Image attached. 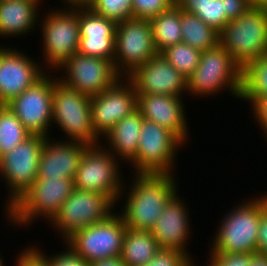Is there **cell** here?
I'll return each instance as SVG.
<instances>
[{"mask_svg": "<svg viewBox=\"0 0 267 266\" xmlns=\"http://www.w3.org/2000/svg\"><path fill=\"white\" fill-rule=\"evenodd\" d=\"M132 176V184L127 183L128 188L125 184L121 191L118 203L122 197L124 206L119 214L127 228L151 230L166 203L176 192L179 193L176 174L134 173Z\"/></svg>", "mask_w": 267, "mask_h": 266, "instance_id": "1", "label": "cell"}, {"mask_svg": "<svg viewBox=\"0 0 267 266\" xmlns=\"http://www.w3.org/2000/svg\"><path fill=\"white\" fill-rule=\"evenodd\" d=\"M241 202L220 219L209 252L256 253L259 223L267 210V193Z\"/></svg>", "mask_w": 267, "mask_h": 266, "instance_id": "2", "label": "cell"}, {"mask_svg": "<svg viewBox=\"0 0 267 266\" xmlns=\"http://www.w3.org/2000/svg\"><path fill=\"white\" fill-rule=\"evenodd\" d=\"M227 91L240 99L242 69L220 44L201 53L199 64L187 79V95L212 97ZM209 96V97H208Z\"/></svg>", "mask_w": 267, "mask_h": 266, "instance_id": "3", "label": "cell"}, {"mask_svg": "<svg viewBox=\"0 0 267 266\" xmlns=\"http://www.w3.org/2000/svg\"><path fill=\"white\" fill-rule=\"evenodd\" d=\"M219 44L244 69L267 54V11L253 5L219 32Z\"/></svg>", "mask_w": 267, "mask_h": 266, "instance_id": "4", "label": "cell"}, {"mask_svg": "<svg viewBox=\"0 0 267 266\" xmlns=\"http://www.w3.org/2000/svg\"><path fill=\"white\" fill-rule=\"evenodd\" d=\"M43 14V15H42ZM39 29L44 54L41 66L55 72L68 58L78 53L80 32L78 7H63L42 12ZM41 24V25H40ZM54 70V71H53Z\"/></svg>", "mask_w": 267, "mask_h": 266, "instance_id": "5", "label": "cell"}, {"mask_svg": "<svg viewBox=\"0 0 267 266\" xmlns=\"http://www.w3.org/2000/svg\"><path fill=\"white\" fill-rule=\"evenodd\" d=\"M74 188V179L36 178L11 205L12 226L28 228L38 218L50 222Z\"/></svg>", "mask_w": 267, "mask_h": 266, "instance_id": "6", "label": "cell"}, {"mask_svg": "<svg viewBox=\"0 0 267 266\" xmlns=\"http://www.w3.org/2000/svg\"><path fill=\"white\" fill-rule=\"evenodd\" d=\"M53 125L66 135L65 139L60 140L80 142L88 146L99 145L102 142L92 126L91 97L67 87L59 80L53 89Z\"/></svg>", "mask_w": 267, "mask_h": 266, "instance_id": "7", "label": "cell"}, {"mask_svg": "<svg viewBox=\"0 0 267 266\" xmlns=\"http://www.w3.org/2000/svg\"><path fill=\"white\" fill-rule=\"evenodd\" d=\"M46 138L41 135H30L0 157V176L8 188V197L6 196L7 200L4 201L7 225L11 224V205L37 178L39 159Z\"/></svg>", "mask_w": 267, "mask_h": 266, "instance_id": "8", "label": "cell"}, {"mask_svg": "<svg viewBox=\"0 0 267 266\" xmlns=\"http://www.w3.org/2000/svg\"><path fill=\"white\" fill-rule=\"evenodd\" d=\"M184 145L168 129L143 119L136 157L129 163L132 174H175L177 152Z\"/></svg>", "mask_w": 267, "mask_h": 266, "instance_id": "9", "label": "cell"}, {"mask_svg": "<svg viewBox=\"0 0 267 266\" xmlns=\"http://www.w3.org/2000/svg\"><path fill=\"white\" fill-rule=\"evenodd\" d=\"M120 166L121 162L101 143L89 146L80 160L74 187L105 194L117 205L126 183Z\"/></svg>", "mask_w": 267, "mask_h": 266, "instance_id": "10", "label": "cell"}, {"mask_svg": "<svg viewBox=\"0 0 267 266\" xmlns=\"http://www.w3.org/2000/svg\"><path fill=\"white\" fill-rule=\"evenodd\" d=\"M117 206L107 195L74 188L59 212L48 222L64 243L76 231L106 220ZM60 232V233H58Z\"/></svg>", "mask_w": 267, "mask_h": 266, "instance_id": "11", "label": "cell"}, {"mask_svg": "<svg viewBox=\"0 0 267 266\" xmlns=\"http://www.w3.org/2000/svg\"><path fill=\"white\" fill-rule=\"evenodd\" d=\"M114 67L121 77L152 59L155 49L150 20L131 17L117 23Z\"/></svg>", "mask_w": 267, "mask_h": 266, "instance_id": "12", "label": "cell"}, {"mask_svg": "<svg viewBox=\"0 0 267 266\" xmlns=\"http://www.w3.org/2000/svg\"><path fill=\"white\" fill-rule=\"evenodd\" d=\"M116 212L106 220L76 231L65 243L88 263L120 256L127 227L119 211Z\"/></svg>", "mask_w": 267, "mask_h": 266, "instance_id": "13", "label": "cell"}, {"mask_svg": "<svg viewBox=\"0 0 267 266\" xmlns=\"http://www.w3.org/2000/svg\"><path fill=\"white\" fill-rule=\"evenodd\" d=\"M46 73L33 86L6 104L31 135L52 137V100L57 76ZM50 134V135H49Z\"/></svg>", "mask_w": 267, "mask_h": 266, "instance_id": "14", "label": "cell"}, {"mask_svg": "<svg viewBox=\"0 0 267 266\" xmlns=\"http://www.w3.org/2000/svg\"><path fill=\"white\" fill-rule=\"evenodd\" d=\"M62 70L63 74L58 77L62 84L90 97L101 94L122 78L115 70L114 62L79 53L68 58L53 73L59 74Z\"/></svg>", "mask_w": 267, "mask_h": 266, "instance_id": "15", "label": "cell"}, {"mask_svg": "<svg viewBox=\"0 0 267 266\" xmlns=\"http://www.w3.org/2000/svg\"><path fill=\"white\" fill-rule=\"evenodd\" d=\"M0 44V104L6 105L33 86L47 71L24 50ZM11 47V48H9Z\"/></svg>", "mask_w": 267, "mask_h": 266, "instance_id": "16", "label": "cell"}, {"mask_svg": "<svg viewBox=\"0 0 267 266\" xmlns=\"http://www.w3.org/2000/svg\"><path fill=\"white\" fill-rule=\"evenodd\" d=\"M137 109V93L125 77L99 95L91 97V121L95 134L102 138L128 114Z\"/></svg>", "mask_w": 267, "mask_h": 266, "instance_id": "17", "label": "cell"}, {"mask_svg": "<svg viewBox=\"0 0 267 266\" xmlns=\"http://www.w3.org/2000/svg\"><path fill=\"white\" fill-rule=\"evenodd\" d=\"M137 94L184 97L187 79L161 53L149 59L126 77Z\"/></svg>", "mask_w": 267, "mask_h": 266, "instance_id": "18", "label": "cell"}, {"mask_svg": "<svg viewBox=\"0 0 267 266\" xmlns=\"http://www.w3.org/2000/svg\"><path fill=\"white\" fill-rule=\"evenodd\" d=\"M78 23V53L114 62L117 23L96 14L89 7H78Z\"/></svg>", "mask_w": 267, "mask_h": 266, "instance_id": "19", "label": "cell"}, {"mask_svg": "<svg viewBox=\"0 0 267 266\" xmlns=\"http://www.w3.org/2000/svg\"><path fill=\"white\" fill-rule=\"evenodd\" d=\"M187 205L176 192L166 203L160 218L150 231L160 248L180 250L194 260L187 249L188 241L192 239L190 210Z\"/></svg>", "mask_w": 267, "mask_h": 266, "instance_id": "20", "label": "cell"}, {"mask_svg": "<svg viewBox=\"0 0 267 266\" xmlns=\"http://www.w3.org/2000/svg\"><path fill=\"white\" fill-rule=\"evenodd\" d=\"M183 99L162 94H137V108L144 119L168 129L186 144L190 140V129Z\"/></svg>", "mask_w": 267, "mask_h": 266, "instance_id": "21", "label": "cell"}, {"mask_svg": "<svg viewBox=\"0 0 267 266\" xmlns=\"http://www.w3.org/2000/svg\"><path fill=\"white\" fill-rule=\"evenodd\" d=\"M89 146L47 137L41 152L37 178L75 179L80 160Z\"/></svg>", "mask_w": 267, "mask_h": 266, "instance_id": "22", "label": "cell"}, {"mask_svg": "<svg viewBox=\"0 0 267 266\" xmlns=\"http://www.w3.org/2000/svg\"><path fill=\"white\" fill-rule=\"evenodd\" d=\"M42 0H0V39L27 37L39 27ZM44 2V0H43ZM2 36V37H1Z\"/></svg>", "mask_w": 267, "mask_h": 266, "instance_id": "23", "label": "cell"}, {"mask_svg": "<svg viewBox=\"0 0 267 266\" xmlns=\"http://www.w3.org/2000/svg\"><path fill=\"white\" fill-rule=\"evenodd\" d=\"M143 119L142 113L137 108L116 123L103 137L106 143L101 142V144L121 163L124 161V164L128 165L136 157Z\"/></svg>", "mask_w": 267, "mask_h": 266, "instance_id": "24", "label": "cell"}, {"mask_svg": "<svg viewBox=\"0 0 267 266\" xmlns=\"http://www.w3.org/2000/svg\"><path fill=\"white\" fill-rule=\"evenodd\" d=\"M159 250L160 247L150 230L126 228L120 255L126 266H144Z\"/></svg>", "mask_w": 267, "mask_h": 266, "instance_id": "25", "label": "cell"}, {"mask_svg": "<svg viewBox=\"0 0 267 266\" xmlns=\"http://www.w3.org/2000/svg\"><path fill=\"white\" fill-rule=\"evenodd\" d=\"M150 23L154 46L158 53L182 42L181 8L177 3L152 18Z\"/></svg>", "mask_w": 267, "mask_h": 266, "instance_id": "26", "label": "cell"}, {"mask_svg": "<svg viewBox=\"0 0 267 266\" xmlns=\"http://www.w3.org/2000/svg\"><path fill=\"white\" fill-rule=\"evenodd\" d=\"M182 42L203 52L219 44V32L198 16L181 9Z\"/></svg>", "mask_w": 267, "mask_h": 266, "instance_id": "27", "label": "cell"}, {"mask_svg": "<svg viewBox=\"0 0 267 266\" xmlns=\"http://www.w3.org/2000/svg\"><path fill=\"white\" fill-rule=\"evenodd\" d=\"M267 95V54L242 69L240 100L252 106L261 96Z\"/></svg>", "mask_w": 267, "mask_h": 266, "instance_id": "28", "label": "cell"}, {"mask_svg": "<svg viewBox=\"0 0 267 266\" xmlns=\"http://www.w3.org/2000/svg\"><path fill=\"white\" fill-rule=\"evenodd\" d=\"M176 3L184 12L198 16L218 32L230 21L225 13L224 0H176Z\"/></svg>", "mask_w": 267, "mask_h": 266, "instance_id": "29", "label": "cell"}, {"mask_svg": "<svg viewBox=\"0 0 267 266\" xmlns=\"http://www.w3.org/2000/svg\"><path fill=\"white\" fill-rule=\"evenodd\" d=\"M31 134L7 105L0 104V157Z\"/></svg>", "mask_w": 267, "mask_h": 266, "instance_id": "30", "label": "cell"}, {"mask_svg": "<svg viewBox=\"0 0 267 266\" xmlns=\"http://www.w3.org/2000/svg\"><path fill=\"white\" fill-rule=\"evenodd\" d=\"M201 53V51L184 42L169 46L161 52L163 57L186 79L196 70Z\"/></svg>", "mask_w": 267, "mask_h": 266, "instance_id": "31", "label": "cell"}, {"mask_svg": "<svg viewBox=\"0 0 267 266\" xmlns=\"http://www.w3.org/2000/svg\"><path fill=\"white\" fill-rule=\"evenodd\" d=\"M88 7L116 23L133 17L132 0H94Z\"/></svg>", "mask_w": 267, "mask_h": 266, "instance_id": "32", "label": "cell"}, {"mask_svg": "<svg viewBox=\"0 0 267 266\" xmlns=\"http://www.w3.org/2000/svg\"><path fill=\"white\" fill-rule=\"evenodd\" d=\"M174 4L176 0H132L133 17L151 20Z\"/></svg>", "mask_w": 267, "mask_h": 266, "instance_id": "33", "label": "cell"}, {"mask_svg": "<svg viewBox=\"0 0 267 266\" xmlns=\"http://www.w3.org/2000/svg\"><path fill=\"white\" fill-rule=\"evenodd\" d=\"M64 245L65 248H63V251L50 255H46L48 253H44L42 248H38L39 246L36 244L33 247L46 259L47 266H89V263L77 255L69 245L65 242Z\"/></svg>", "mask_w": 267, "mask_h": 266, "instance_id": "34", "label": "cell"}, {"mask_svg": "<svg viewBox=\"0 0 267 266\" xmlns=\"http://www.w3.org/2000/svg\"><path fill=\"white\" fill-rule=\"evenodd\" d=\"M195 263L180 250L160 248L154 258L144 266H195Z\"/></svg>", "mask_w": 267, "mask_h": 266, "instance_id": "35", "label": "cell"}, {"mask_svg": "<svg viewBox=\"0 0 267 266\" xmlns=\"http://www.w3.org/2000/svg\"><path fill=\"white\" fill-rule=\"evenodd\" d=\"M208 255L206 266H249L252 258V254L240 252H208Z\"/></svg>", "mask_w": 267, "mask_h": 266, "instance_id": "36", "label": "cell"}, {"mask_svg": "<svg viewBox=\"0 0 267 266\" xmlns=\"http://www.w3.org/2000/svg\"><path fill=\"white\" fill-rule=\"evenodd\" d=\"M17 257L14 266H47L46 259L31 244L22 249Z\"/></svg>", "mask_w": 267, "mask_h": 266, "instance_id": "37", "label": "cell"}, {"mask_svg": "<svg viewBox=\"0 0 267 266\" xmlns=\"http://www.w3.org/2000/svg\"><path fill=\"white\" fill-rule=\"evenodd\" d=\"M250 109L253 114L252 117L256 119L254 123L259 125L260 132L265 134L263 136L267 141V95L261 96Z\"/></svg>", "mask_w": 267, "mask_h": 266, "instance_id": "38", "label": "cell"}, {"mask_svg": "<svg viewBox=\"0 0 267 266\" xmlns=\"http://www.w3.org/2000/svg\"><path fill=\"white\" fill-rule=\"evenodd\" d=\"M254 4L250 0H224L225 13L230 19H236Z\"/></svg>", "mask_w": 267, "mask_h": 266, "instance_id": "39", "label": "cell"}, {"mask_svg": "<svg viewBox=\"0 0 267 266\" xmlns=\"http://www.w3.org/2000/svg\"><path fill=\"white\" fill-rule=\"evenodd\" d=\"M256 253L267 256V210L262 214L259 223Z\"/></svg>", "mask_w": 267, "mask_h": 266, "instance_id": "40", "label": "cell"}, {"mask_svg": "<svg viewBox=\"0 0 267 266\" xmlns=\"http://www.w3.org/2000/svg\"><path fill=\"white\" fill-rule=\"evenodd\" d=\"M89 266H126L120 256L100 259L89 263Z\"/></svg>", "mask_w": 267, "mask_h": 266, "instance_id": "41", "label": "cell"}, {"mask_svg": "<svg viewBox=\"0 0 267 266\" xmlns=\"http://www.w3.org/2000/svg\"><path fill=\"white\" fill-rule=\"evenodd\" d=\"M61 1L64 7L65 6L66 7H88L94 0H61Z\"/></svg>", "mask_w": 267, "mask_h": 266, "instance_id": "42", "label": "cell"}, {"mask_svg": "<svg viewBox=\"0 0 267 266\" xmlns=\"http://www.w3.org/2000/svg\"><path fill=\"white\" fill-rule=\"evenodd\" d=\"M249 266H267V256L257 253H252V258Z\"/></svg>", "mask_w": 267, "mask_h": 266, "instance_id": "43", "label": "cell"}, {"mask_svg": "<svg viewBox=\"0 0 267 266\" xmlns=\"http://www.w3.org/2000/svg\"><path fill=\"white\" fill-rule=\"evenodd\" d=\"M254 5L261 6L265 11H267V0H250Z\"/></svg>", "mask_w": 267, "mask_h": 266, "instance_id": "44", "label": "cell"}, {"mask_svg": "<svg viewBox=\"0 0 267 266\" xmlns=\"http://www.w3.org/2000/svg\"><path fill=\"white\" fill-rule=\"evenodd\" d=\"M0 266H5L4 258L2 257L1 253H0Z\"/></svg>", "mask_w": 267, "mask_h": 266, "instance_id": "45", "label": "cell"}]
</instances>
